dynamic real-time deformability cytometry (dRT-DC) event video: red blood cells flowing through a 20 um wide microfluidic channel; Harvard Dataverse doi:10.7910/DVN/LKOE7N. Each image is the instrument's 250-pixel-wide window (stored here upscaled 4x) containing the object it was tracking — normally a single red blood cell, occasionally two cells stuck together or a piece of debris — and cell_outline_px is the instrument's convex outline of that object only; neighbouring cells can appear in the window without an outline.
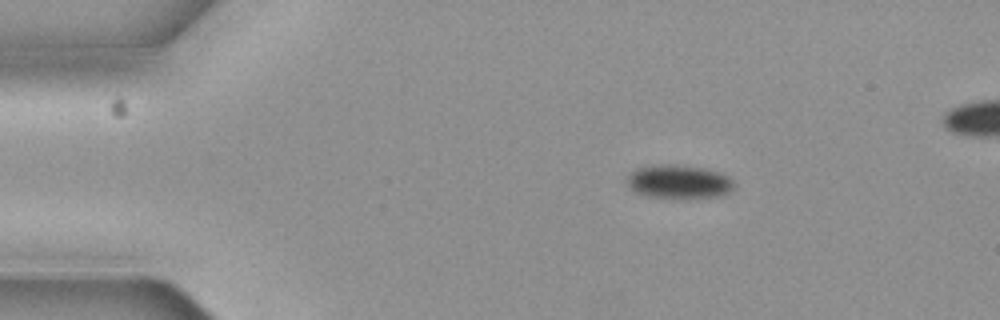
{"species": "common noctule bat (a hibernating species)", "species_latin": "Nyctalus noctula", "temperature_condition": "cold", "stored_images_in_passage": 4, "camera_frame_rate_fps": 3000, "um_per_image_px": 0.085, "animal": {"sex": "female", "body_mass_g": 19.3, "forearm_length_mm": 54.1}, "frame": {"image": 1, "passage_image": 1, "time_ms": 0.0, "image_size_px": [1000, 320], "cell_outline_px": [[736, 184], [728, 192], [720, 196], [684, 200], [680, 200], [644, 196], [628, 188], [628, 176], [636, 168], [656, 164], [680, 164], [708, 168], [720, 172], [728, 176]], "centroid_in_image_um": [57.71, 15.47], "position_along_channel_um": 27.3, "area_um2": 21.91}}